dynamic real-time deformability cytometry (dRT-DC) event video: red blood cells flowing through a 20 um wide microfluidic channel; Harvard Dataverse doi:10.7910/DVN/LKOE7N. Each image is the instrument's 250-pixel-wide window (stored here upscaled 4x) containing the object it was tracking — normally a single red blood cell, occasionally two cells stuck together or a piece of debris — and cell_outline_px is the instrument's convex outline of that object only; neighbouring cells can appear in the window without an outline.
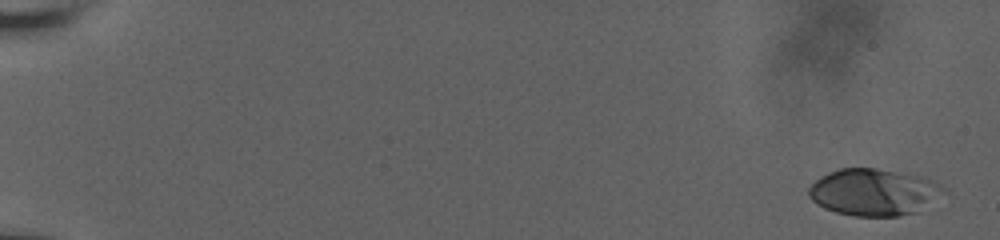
{"species": "human", "species_latin": "Homo sapiens", "temperature_condition": "room temperature", "stored_images_in_passage": 52, "camera_frame_rate_fps": 3000, "um_per_image_px": 0.085, "donor": {"sex": "male"}, "frame": {"image": 1, "passage_image": 1, "time_ms": 0.0, "image_size_px": [1000, 240], "cell_outline_px": [[948, 192], [916, 212], [900, 216], [856, 216], [836, 212], [824, 208], [816, 204], [808, 196], [808, 188], [820, 176], [828, 172], [840, 168], [876, 168], [920, 176], [932, 180], [948, 188]], "centroid_in_image_um": [74.28, 16.33], "position_along_channel_um": 10.7, "area_um2": 37.05}}
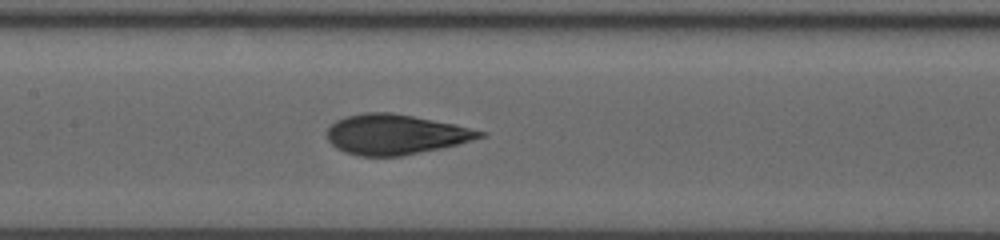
{"frame": {"image": 2, "passage_image": 29, "time_ms": 9.667, "image_size_px": [1000, 240], "cell_outline_px": [[488, 132], [484, 136], [472, 140], [440, 148], [404, 156], [360, 156], [344, 152], [336, 148], [328, 140], [328, 128], [336, 120], [348, 116], [364, 112], [392, 112], [456, 124]], "centroid_in_image_um": [33.62, 11.42], "position_along_channel_um": 173.8, "area_um2": 35.66}}
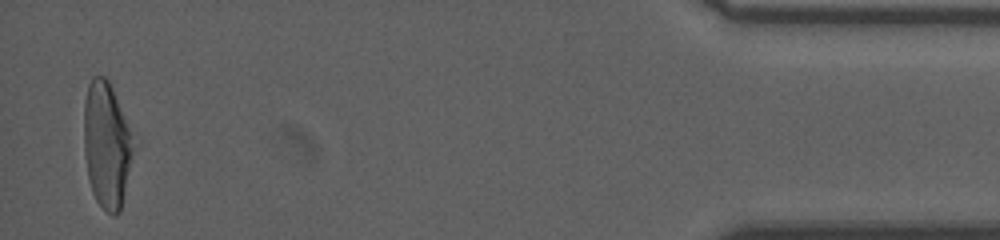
{"frame": {"image": 3, "passage_image": 52, "time_ms": 18.333, "image_size_px": [1000, 240], "cell_outline_px": [[132, 152], [120, 212], [116, 216], [112, 216], [96, 200], [92, 192], [88, 180], [84, 148], [84, 104], [88, 84], [92, 76], [104, 76], [108, 80], [112, 88], [124, 120], [128, 132], [132, 148]], "centroid_in_image_um": [9.0, 12.34], "position_along_channel_um": 426.2, "area_um2": 35.03}, "authors_computed_cell_mechanics": {"area_um2": 35.547, "velocity_mm_per_s": 3.773, "shape_relaxation_time_tau1_ms": 4.9469, "shape_relaxation_time_tau2_ms": 1.1197, "deformation_change_tau1": 0.1856, "deformation_change_tau2": 0.0775}}